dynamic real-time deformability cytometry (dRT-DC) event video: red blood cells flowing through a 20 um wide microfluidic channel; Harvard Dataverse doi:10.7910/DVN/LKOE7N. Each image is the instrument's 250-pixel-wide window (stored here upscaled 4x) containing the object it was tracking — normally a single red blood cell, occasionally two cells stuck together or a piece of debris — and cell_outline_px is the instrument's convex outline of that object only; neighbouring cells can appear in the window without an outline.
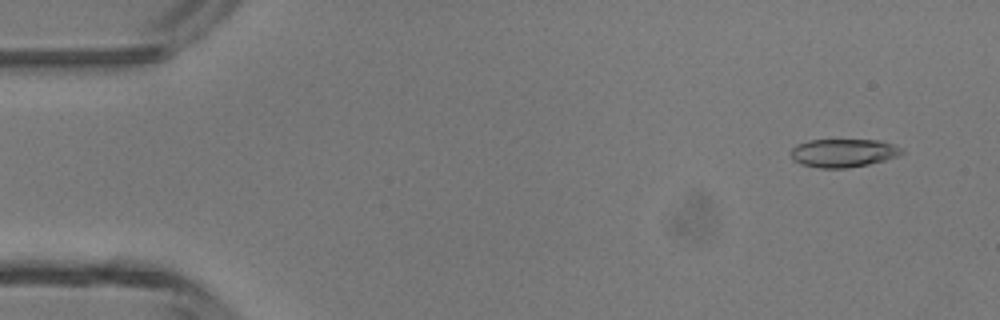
{"species": "common noctule bat (a hibernating species)", "species_latin": "Nyctalus noctula", "temperature_condition": "room temperature", "stored_images_in_passage": 47, "camera_frame_rate_fps": 3000, "um_per_image_px": 0.085, "animal": {"sex": "male", "body_mass_g": 13.3}, "frame": {"image": 1, "passage_image": 3, "time_ms": 0.667, "image_size_px": [1000, 320], "cell_outline_px": [[904, 152], [900, 156], [868, 164], [844, 168], [820, 168], [800, 164], [792, 160], [792, 148], [796, 144], [808, 140], [880, 140], [904, 148]], "centroid_in_image_um": [71.7, 12.99], "position_along_channel_um": 13.3, "area_um2": 18.38}}
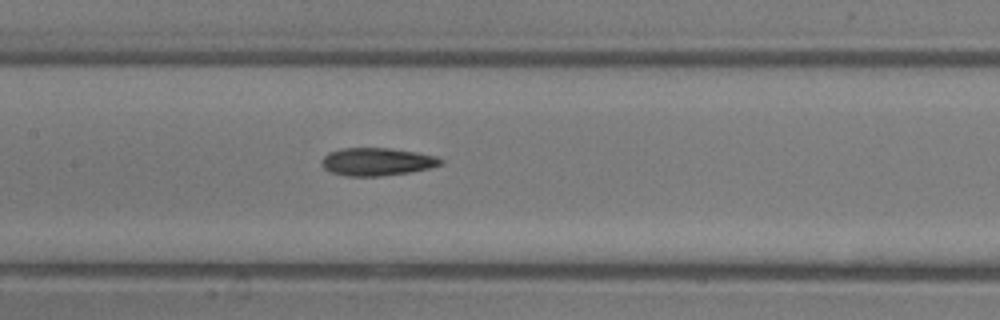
{"frame": {"image": 2, "passage_image": 22, "time_ms": 7.0, "image_size_px": [1000, 320], "cell_outline_px": [[444, 164], [428, 168], [408, 172], [380, 176], [348, 176], [332, 172], [324, 168], [320, 164], [320, 160], [328, 152], [340, 148], [392, 148], [416, 152], [436, 156], [444, 160]], "centroid_in_image_um": [32.02, 13.73], "position_along_channel_um": 175.4, "area_um2": 19.36}}
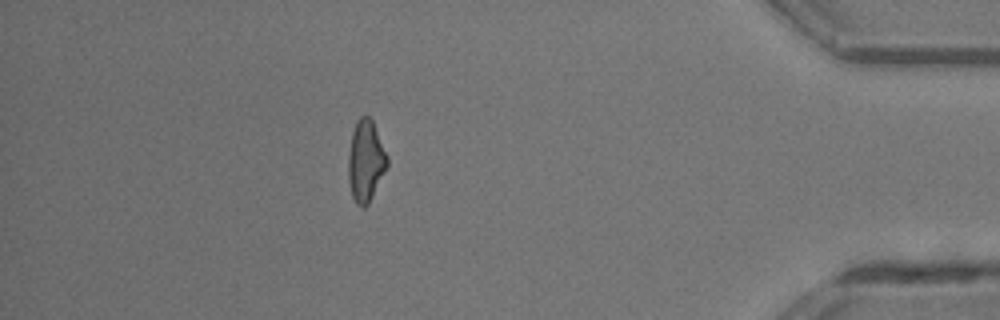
{"frame": {"image": 3, "passage_image": 41, "time_ms": 13.333, "image_size_px": [1000, 320], "cell_outline_px": [[388, 164], [368, 204], [364, 208], [356, 204], [352, 196], [348, 180], [348, 156], [352, 132], [356, 120], [360, 116], [368, 116], [372, 120], [388, 156]], "centroid_in_image_um": [31.07, 13.67], "position_along_channel_um": 404.1, "area_um2": 18.38}, "authors_computed_cell_mechanics": {"area_um2": 18.9006, "velocity_mm_per_s": 4.3791, "shape_relaxation_time_tau1_ms": 7.2188, "shape_relaxation_time_tau2_ms": 2.9609, "deformation_change_tau1": 0.2079, "deformation_change_tau2": 0.1294}}